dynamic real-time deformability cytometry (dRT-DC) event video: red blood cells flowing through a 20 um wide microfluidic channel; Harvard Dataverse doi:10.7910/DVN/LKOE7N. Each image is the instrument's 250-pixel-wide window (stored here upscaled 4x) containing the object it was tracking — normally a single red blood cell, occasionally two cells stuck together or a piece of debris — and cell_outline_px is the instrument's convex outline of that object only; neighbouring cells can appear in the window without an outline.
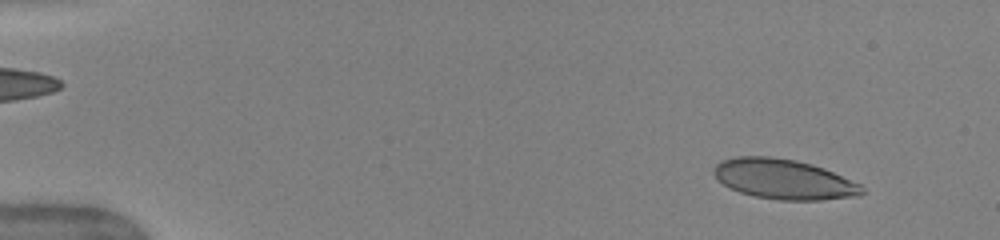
{"species": "human", "species_latin": "Homo sapiens", "temperature_condition": "warm", "stored_images_in_passage": 50, "camera_frame_rate_fps": 3000, "um_per_image_px": 0.085, "donor": {"sex": "female"}, "frame": {"image": 1, "passage_image": 4, "time_ms": 1.0, "image_size_px": [1000, 240], "cell_outline_px": [[864, 192], [860, 196], [820, 200], [780, 200], [756, 196], [740, 192], [724, 184], [712, 172], [716, 164], [720, 160], [736, 156], [772, 156], [796, 160], [812, 164], [824, 168], [860, 184], [864, 188]], "centroid_in_image_um": [66.64, 15.22], "position_along_channel_um": 18.4, "area_um2": 34.51}}
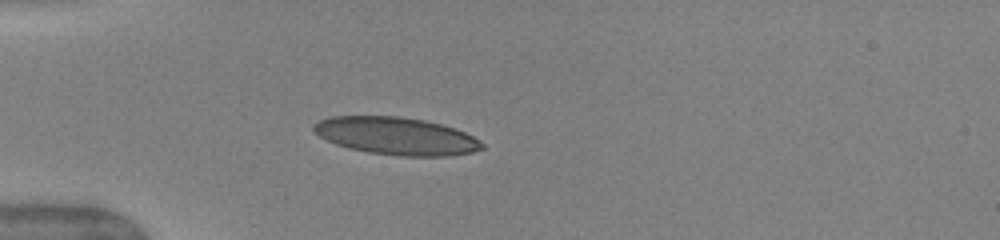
{"frame": {"image": 2, "passage_image": 14, "time_ms": 4.333, "image_size_px": [1000, 240], "cell_outline_px": [[484, 148], [472, 152], [448, 156], [400, 156], [368, 152], [348, 148], [336, 144], [320, 136], [312, 128], [312, 124], [320, 120], [332, 116], [400, 116], [424, 120], [456, 128], [480, 140], [484, 144]], "centroid_in_image_um": [33.69, 11.56], "position_along_channel_um": 51.3, "area_um2": 36.82}}
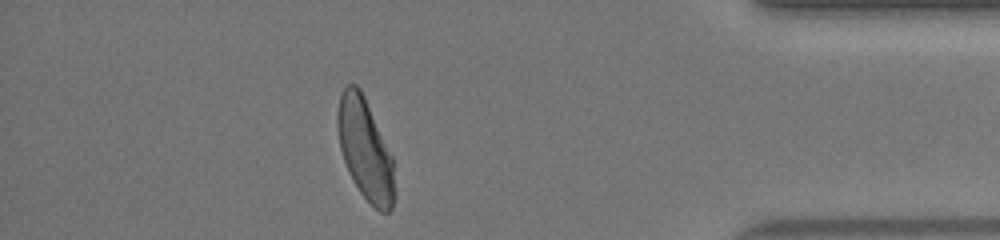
{"frame": {"image": 3, "passage_image": 44, "time_ms": 14.333, "image_size_px": [1000, 240], "cell_outline_px": [[396, 196], [392, 208], [388, 212], [380, 212], [360, 192], [352, 180], [344, 160], [340, 148], [336, 128], [336, 112], [340, 96], [344, 88], [348, 84], [356, 84], [360, 88], [364, 96], [392, 156], [396, 188]], "centroid_in_image_um": [31.04, 12.71], "position_along_channel_um": 404.2, "area_um2": 33.76}, "authors_computed_cell_mechanics": {"area_um2": 34.7956, "velocity_mm_per_s": 4.0269, "shape_relaxation_time_tau1_ms": 3.8353, "shape_relaxation_time_tau2_ms": null, "deformation_change_tau1": 0.1543, "deformation_change_tau2": null}}